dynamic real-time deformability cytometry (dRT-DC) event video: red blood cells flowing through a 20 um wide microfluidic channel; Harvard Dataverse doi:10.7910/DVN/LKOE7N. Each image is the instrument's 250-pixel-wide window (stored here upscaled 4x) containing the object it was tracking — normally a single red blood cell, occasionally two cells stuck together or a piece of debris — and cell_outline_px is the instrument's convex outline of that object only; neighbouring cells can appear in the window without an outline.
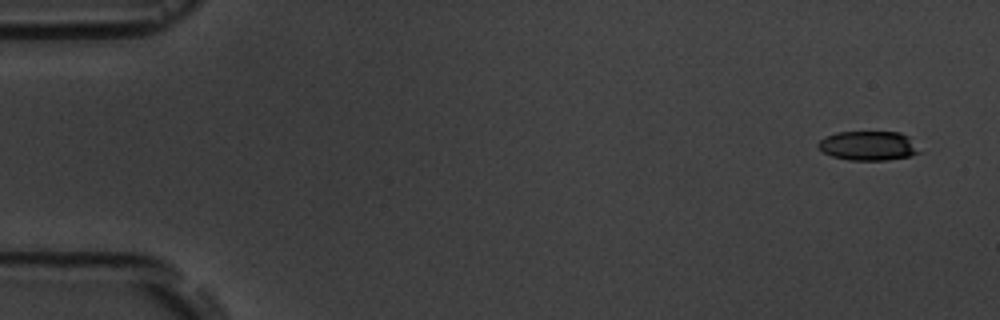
{"species": "common noctule bat (a hibernating species)", "species_latin": "Nyctalus noctula", "temperature_condition": "room temperature", "stored_images_in_passage": 5, "camera_frame_rate_fps": 3000, "um_per_image_px": 0.085, "animal": {"sex": "male", "body_mass_g": 19.5, "forearm_length_mm": 54.6}, "frame": {"image": 1, "passage_image": 1, "time_ms": 0.0, "image_size_px": [1000, 320], "cell_outline_px": [[924, 152], [912, 156], [888, 160], [848, 160], [832, 156], [816, 148], [816, 144], [824, 136], [836, 132], [900, 132], [908, 136]], "centroid_in_image_um": [73.83, 12.39], "position_along_channel_um": 11.2, "area_um2": 17.69}}
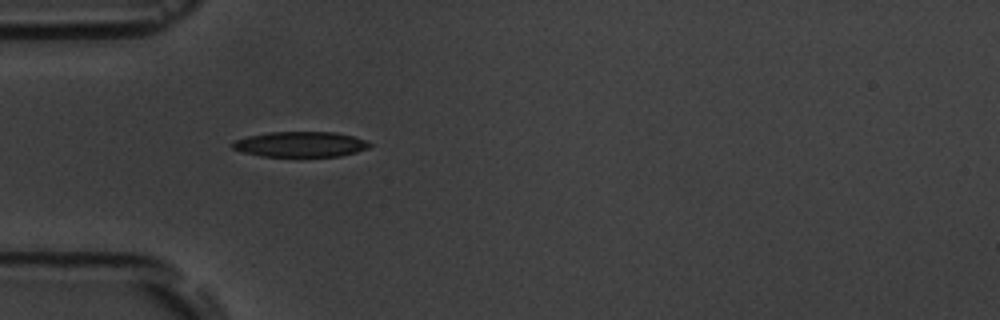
{"frame": {"image": 2, "passage_image": 5, "time_ms": 4.667, "image_size_px": [1000, 320], "cell_outline_px": [[372, 144], [368, 148], [356, 152], [340, 156], [260, 156], [244, 152], [232, 148], [232, 140], [248, 136], [268, 132], [336, 132], [352, 136], [364, 140]], "centroid_in_image_um": [25.51, 12.26], "position_along_channel_um": 59.5, "area_um2": 20.17}}